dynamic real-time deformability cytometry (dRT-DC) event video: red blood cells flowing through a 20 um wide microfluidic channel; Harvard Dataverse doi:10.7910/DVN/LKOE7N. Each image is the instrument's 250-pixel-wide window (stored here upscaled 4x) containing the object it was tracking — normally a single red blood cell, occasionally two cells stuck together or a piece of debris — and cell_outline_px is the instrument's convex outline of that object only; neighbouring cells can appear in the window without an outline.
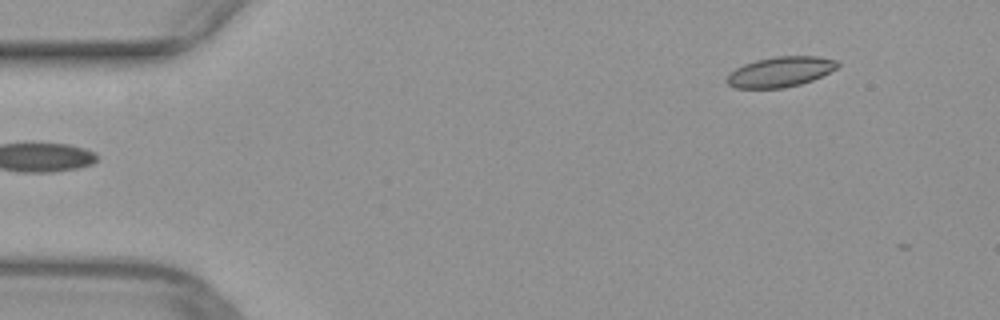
{"species": "common noctule bat (a hibernating species)", "species_latin": "Nyctalus noctula", "temperature_condition": "warm", "stored_images_in_passage": 3, "camera_frame_rate_fps": 3000, "um_per_image_px": 0.085, "animal": {"sex": "female", "body_mass_g": 29.2, "forearm_length_mm": 56.3}, "frame": {"image": 1, "passage_image": 1, "time_ms": 0.0, "image_size_px": [1000, 320], "cell_outline_px": [[840, 64], [836, 68], [812, 80], [800, 84], [784, 88], [736, 88], [728, 84], [724, 80], [736, 68], [744, 64], [756, 60], [776, 56], [816, 56], [836, 60]], "centroid_in_image_um": [66.31, 6.1], "position_along_channel_um": 18.7, "area_um2": 19.31}}